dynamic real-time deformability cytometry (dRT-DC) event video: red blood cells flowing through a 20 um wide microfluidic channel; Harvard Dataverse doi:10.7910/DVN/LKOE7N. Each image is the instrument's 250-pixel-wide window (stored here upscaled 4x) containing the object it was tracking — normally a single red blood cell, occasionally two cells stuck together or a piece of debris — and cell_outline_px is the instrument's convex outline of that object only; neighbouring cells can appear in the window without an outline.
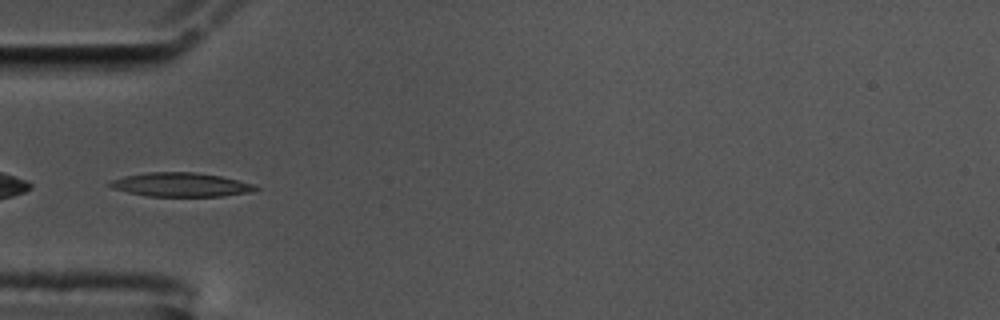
{"species": "common noctule bat (a hibernating species)", "species_latin": "Nyctalus noctula", "temperature_condition": "cold", "stored_images_in_passage": 33, "camera_frame_rate_fps": 3000, "um_per_image_px": 0.085, "animal": {"sex": "male", "body_mass_g": 17.5, "forearm_length_mm": 52.3}, "frame": {"image": 1, "passage_image": 1, "time_ms": 0.0, "image_size_px": [1000, 320], "cell_outline_px": [[260, 188], [248, 192], [224, 196], [148, 196], [128, 192], [112, 188], [108, 184], [108, 180], [124, 176], [148, 172], [192, 172], [220, 176], [256, 184]], "centroid_in_image_um": [15.35, 15.69], "position_along_channel_um": 69.6, "area_um2": 20.29}}
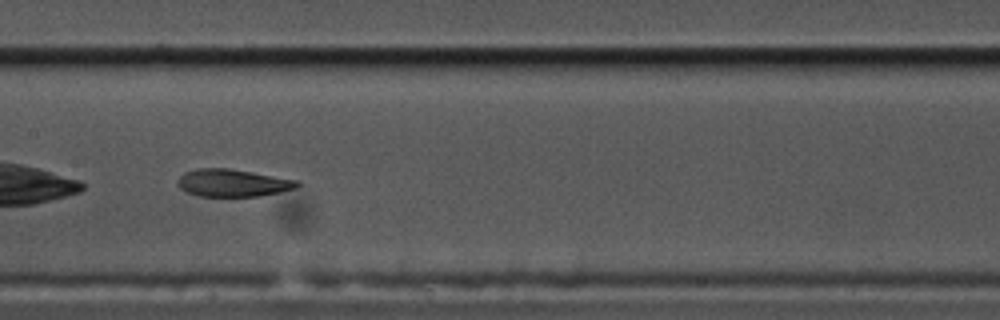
{"frame": {"image": 2, "passage_image": 11, "time_ms": 3.333, "image_size_px": [1000, 320], "cell_outline_px": [[300, 184], [296, 188], [280, 192], [260, 196], [200, 196], [188, 192], [180, 188], [176, 184], [176, 180], [184, 172], [196, 168], [228, 168], [300, 180]], "centroid_in_image_um": [19.78, 15.54], "position_along_channel_um": 187.6, "area_um2": 19.25}}
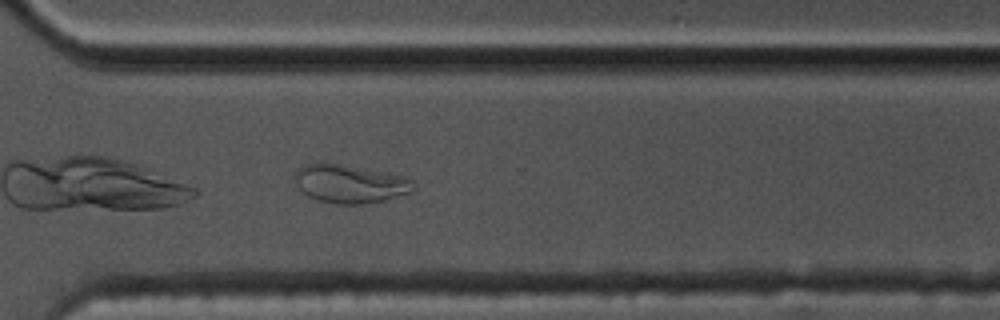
{"frame": {"image": 3, "passage_image": 24, "time_ms": 7.667, "image_size_px": [1000, 320], "cell_outline_px": [[412, 192], [384, 200], [360, 204], [336, 204], [316, 200], [308, 196], [300, 188], [292, 176], [304, 164], [324, 160], [404, 176], [408, 180]], "centroid_in_image_um": [29.64, 15.59], "position_along_channel_um": 341.0, "area_um2": 26.53}, "authors_computed_cell_mechanics": {"area_um2": 19.8832, "velocity_mm_per_s": 3.5356, "shape_relaxation_time_tau1_ms": null, "shape_relaxation_time_tau2_ms": 1.8244, "deformation_change_tau1": null, "deformation_change_tau2": 0.0736}}